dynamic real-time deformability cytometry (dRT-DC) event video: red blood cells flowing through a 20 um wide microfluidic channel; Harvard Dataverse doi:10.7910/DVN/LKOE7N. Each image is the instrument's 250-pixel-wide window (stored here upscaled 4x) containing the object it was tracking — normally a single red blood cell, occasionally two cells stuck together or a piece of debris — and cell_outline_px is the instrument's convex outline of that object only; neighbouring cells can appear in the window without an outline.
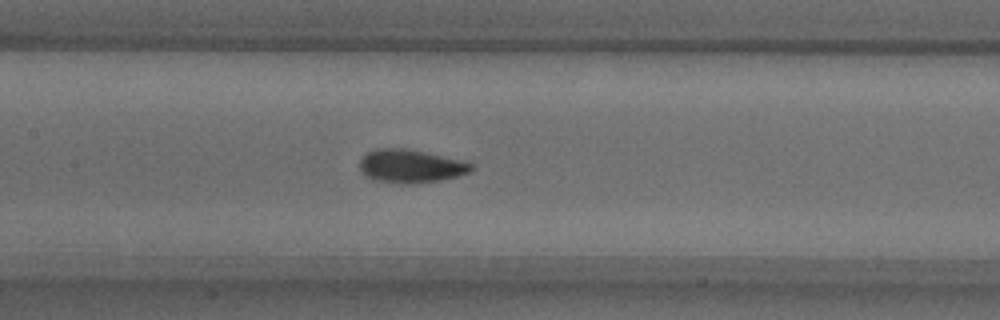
{"species": "common noctule bat (a hibernating species)", "species_latin": "Nyctalus noctula", "temperature_condition": "warm", "stored_images_in_passage": 37, "camera_frame_rate_fps": 3000, "um_per_image_px": 0.085, "animal": {"sex": "male", "body_mass_g": 18.8}, "frame": {"image": 1, "passage_image": 9, "time_ms": 2.667, "image_size_px": [1000, 320], "cell_outline_px": [[476, 168], [468, 172], [456, 176], [440, 180], [412, 184], [404, 184], [372, 180], [364, 176], [360, 168], [360, 160], [368, 152], [376, 148], [408, 148], [464, 160], [472, 164]], "centroid_in_image_um": [34.91, 14.12], "position_along_channel_um": 172.5, "area_um2": 21.91}}
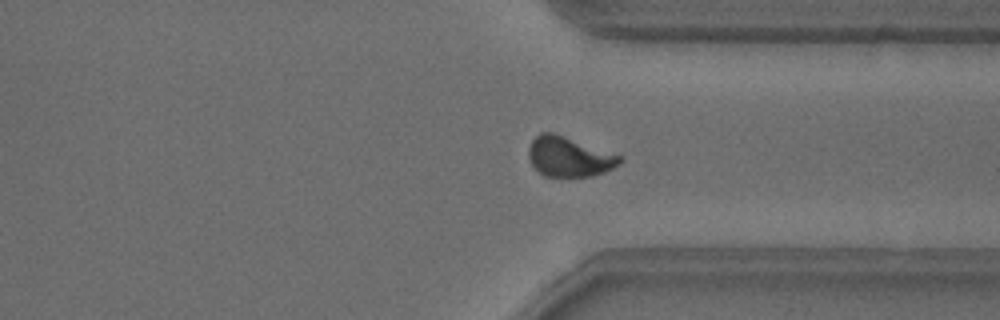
{"frame": {"image": 2, "passage_image": 24, "time_ms": 7.667, "image_size_px": [1000, 320], "cell_outline_px": [[624, 160], [620, 164], [604, 172], [592, 176], [544, 176], [532, 164], [528, 156], [528, 148], [532, 140], [540, 132], [552, 132], [624, 156]], "centroid_in_image_um": [48.4, 13.31], "position_along_channel_um": 363.0, "area_um2": 21.21}}
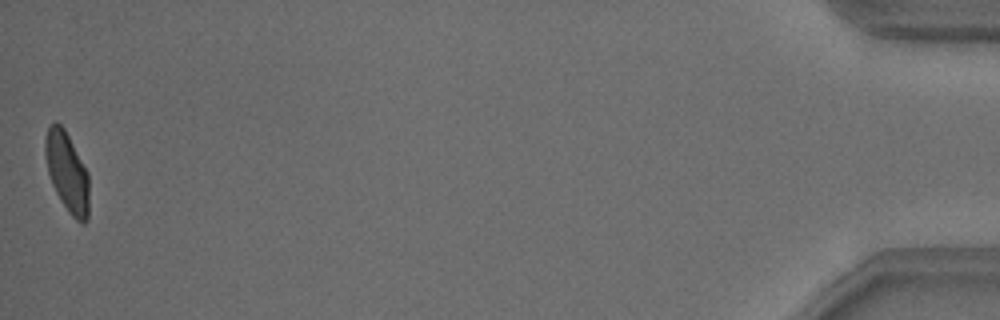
{"frame": {"image": 3, "passage_image": 37, "time_ms": 12.0, "image_size_px": [1000, 320], "cell_outline_px": [[88, 220], [84, 224], [80, 224], [68, 212], [60, 200], [52, 184], [48, 172], [44, 156], [44, 140], [48, 124], [56, 120], [64, 128], [88, 172]], "centroid_in_image_um": [5.68, 14.61], "position_along_channel_um": 429.5, "area_um2": 20.63}}